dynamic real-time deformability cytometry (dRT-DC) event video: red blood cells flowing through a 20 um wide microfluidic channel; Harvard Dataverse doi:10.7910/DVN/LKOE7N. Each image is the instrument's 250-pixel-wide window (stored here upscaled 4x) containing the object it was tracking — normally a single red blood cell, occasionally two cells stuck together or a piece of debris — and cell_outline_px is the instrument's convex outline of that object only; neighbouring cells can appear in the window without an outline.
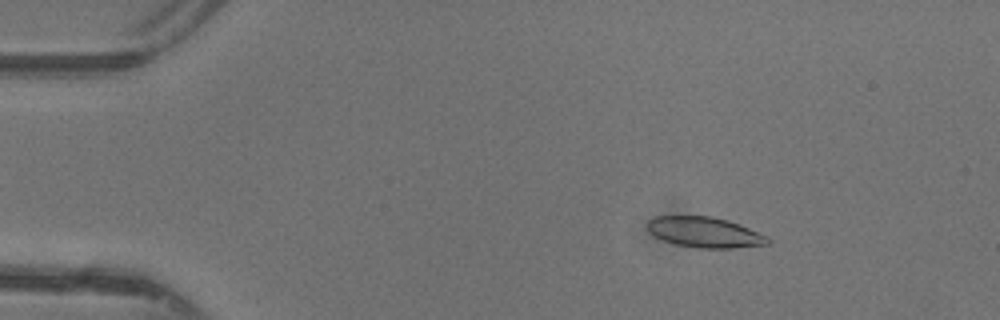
{"species": "common noctule bat (a hibernating species)", "species_latin": "Nyctalus noctula", "temperature_condition": "warm", "stored_images_in_passage": 9, "camera_frame_rate_fps": 3000, "um_per_image_px": 0.085, "animal": {"sex": "female"}, "frame": {"image": 1, "passage_image": 7, "time_ms": 2.0, "image_size_px": [1000, 320], "cell_outline_px": [[772, 240], [768, 244], [732, 248], [700, 248], [676, 244], [664, 240], [656, 236], [648, 228], [648, 220], [652, 216], [712, 216], [728, 220], [740, 224], [768, 236]], "centroid_in_image_um": [59.94, 19.73], "position_along_channel_um": 25.1, "area_um2": 21.33}}